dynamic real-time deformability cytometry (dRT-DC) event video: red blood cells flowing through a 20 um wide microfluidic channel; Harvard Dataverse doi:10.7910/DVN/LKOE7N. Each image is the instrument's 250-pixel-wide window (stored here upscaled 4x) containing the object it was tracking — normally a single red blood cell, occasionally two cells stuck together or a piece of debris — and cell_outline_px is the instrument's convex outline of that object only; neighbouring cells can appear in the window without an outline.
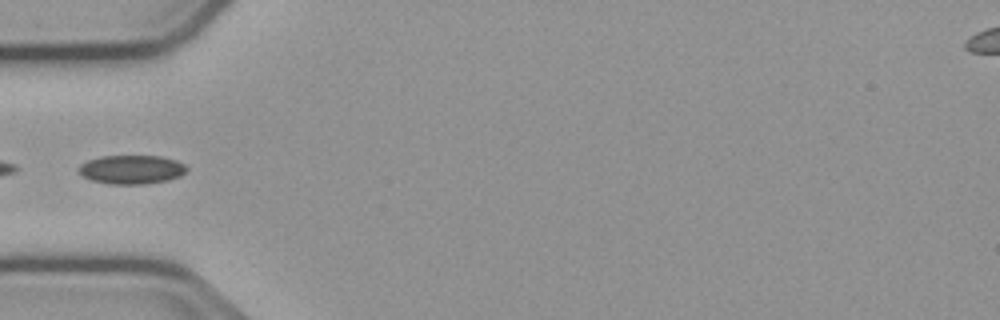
{"species": "common noctule bat (a hibernating species)", "species_latin": "Nyctalus noctula", "temperature_condition": "cold", "stored_images_in_passage": 38, "camera_frame_rate_fps": 3000, "um_per_image_px": 0.085, "animal": {"sex": "male", "body_mass_g": 23.1, "forearm_length_mm": 52.7}, "frame": {"image": 1, "passage_image": 1, "time_ms": 0.0, "image_size_px": [1000, 320], "cell_outline_px": [[188, 168], [180, 176], [168, 180], [144, 184], [108, 184], [92, 180], [84, 176], [76, 168], [80, 164], [88, 160], [100, 156], [160, 156], [176, 160], [184, 164]], "centroid_in_image_um": [11.17, 14.4], "position_along_channel_um": 73.8, "area_um2": 18.15}}
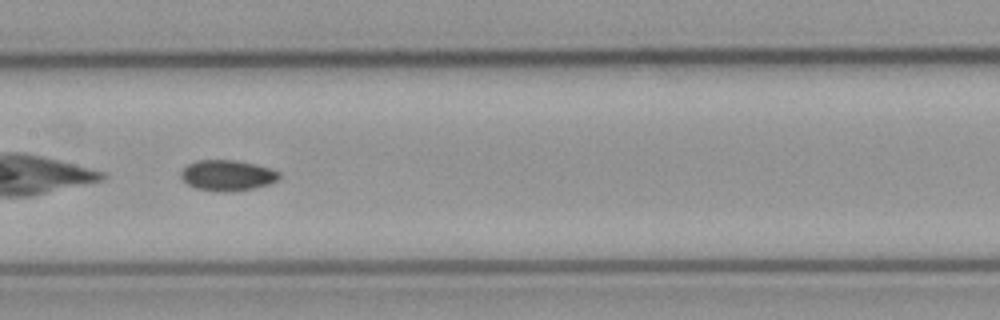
{"frame": {"image": 2, "passage_image": 10, "time_ms": 3.0, "image_size_px": [1000, 320], "cell_outline_px": [[280, 176], [276, 180], [268, 184], [252, 188], [228, 192], [196, 188], [188, 184], [180, 176], [180, 172], [188, 164], [196, 160], [236, 160], [256, 164], [280, 172]], "centroid_in_image_um": [19.31, 14.89], "position_along_channel_um": 188.1, "area_um2": 17.34}}
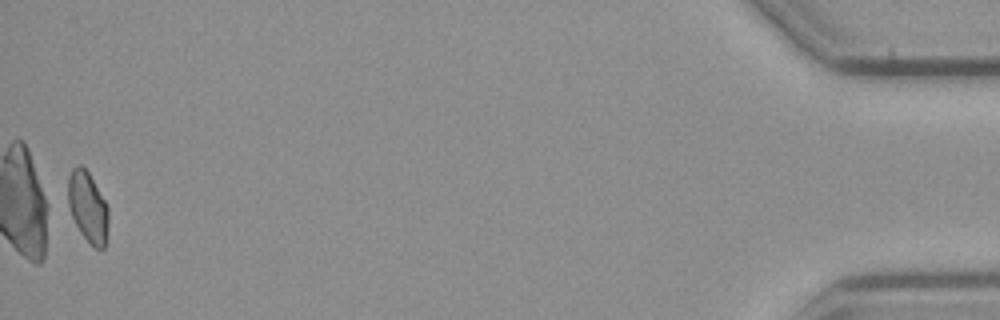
{"frame": {"image": 3, "passage_image": 37, "time_ms": 12.0, "image_size_px": [1000, 320], "cell_outline_px": [[108, 220], [104, 248], [96, 248], [80, 232], [64, 204], [68, 176], [72, 168], [76, 164], [80, 164], [88, 172], [104, 200], [108, 208]], "centroid_in_image_um": [7.37, 17.53], "position_along_channel_um": 427.8, "area_um2": 16.94}}